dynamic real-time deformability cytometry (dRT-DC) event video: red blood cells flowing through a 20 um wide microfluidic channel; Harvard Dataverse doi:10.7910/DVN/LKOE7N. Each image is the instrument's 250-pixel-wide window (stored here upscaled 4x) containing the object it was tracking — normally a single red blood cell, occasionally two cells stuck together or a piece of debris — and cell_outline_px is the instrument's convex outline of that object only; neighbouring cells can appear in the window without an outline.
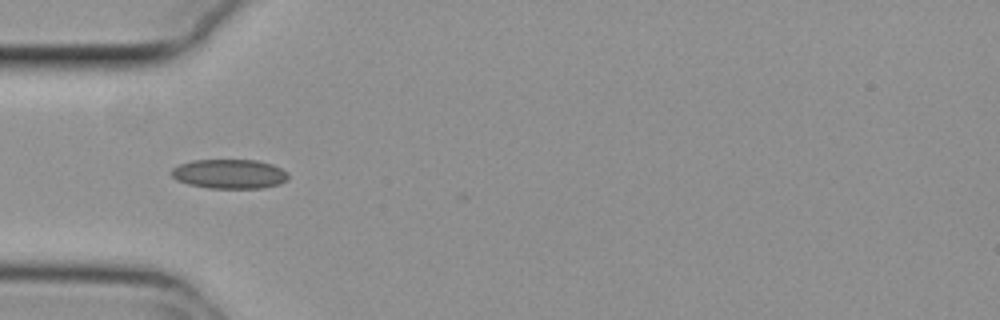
{"species": "common noctule bat (a hibernating species)", "species_latin": "Nyctalus noctula", "temperature_condition": "cold", "stored_images_in_passage": 5, "camera_frame_rate_fps": 3000, "um_per_image_px": 0.085, "animal": {"sex": "female", "body_mass_g": 29.2, "forearm_length_mm": 56.3}, "frame": {"image": 1, "passage_image": 2, "time_ms": 0.333, "image_size_px": [1000, 320], "cell_outline_px": [[288, 180], [280, 184], [264, 188], [208, 188], [188, 184], [176, 180], [172, 176], [172, 168], [180, 164], [192, 160], [256, 160], [272, 164], [288, 172]], "centroid_in_image_um": [19.52, 14.79], "position_along_channel_um": 65.5, "area_um2": 20.11}}